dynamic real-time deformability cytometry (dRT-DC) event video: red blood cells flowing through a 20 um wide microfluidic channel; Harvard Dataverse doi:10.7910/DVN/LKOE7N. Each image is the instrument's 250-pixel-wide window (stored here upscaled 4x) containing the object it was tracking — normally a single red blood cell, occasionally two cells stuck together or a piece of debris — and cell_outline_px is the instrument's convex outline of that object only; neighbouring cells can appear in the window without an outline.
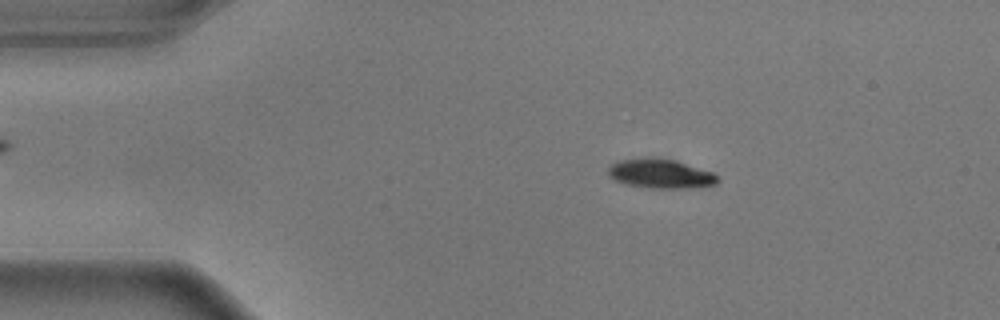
{"species": "common noctule bat (a hibernating species)", "species_latin": "Nyctalus noctula", "temperature_condition": "warm", "stored_images_in_passage": 56, "camera_frame_rate_fps": 3000, "um_per_image_px": 0.085, "animal": {"sex": "male", "body_mass_g": 17.9}, "frame": {"image": 1, "passage_image": 9, "time_ms": 2.667, "image_size_px": [1000, 320], "cell_outline_px": [[720, 180], [716, 184], [700, 188], [648, 188], [624, 184], [612, 180], [608, 176], [608, 168], [612, 164], [620, 160], [648, 156], [652, 156], [676, 160], [712, 172]], "centroid_in_image_um": [56.12, 14.76], "position_along_channel_um": 28.9, "area_um2": 19.19}}
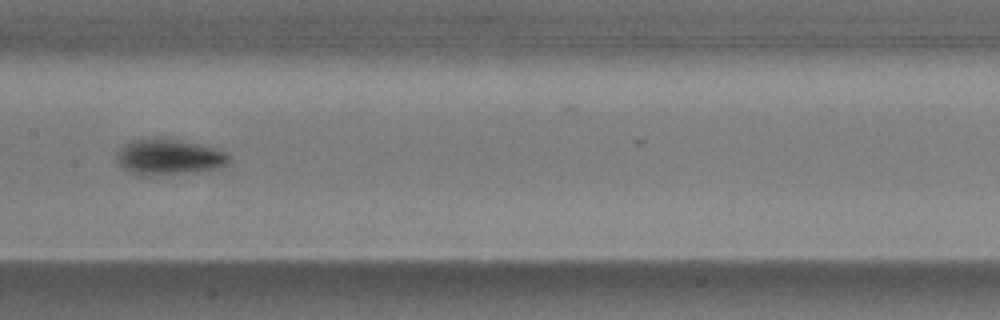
{"frame": {"image": 2, "passage_image": 27, "time_ms": 8.667, "image_size_px": [1000, 320], "cell_outline_px": [[232, 160], [224, 164], [212, 168], [196, 172], [152, 176], [148, 176], [132, 172], [124, 168], [120, 164], [116, 156], [116, 152], [124, 144], [132, 140], [172, 140], [196, 144], [212, 148], [224, 152], [232, 156]], "centroid_in_image_um": [14.33, 13.38], "position_along_channel_um": 193.1, "area_um2": 22.54}}
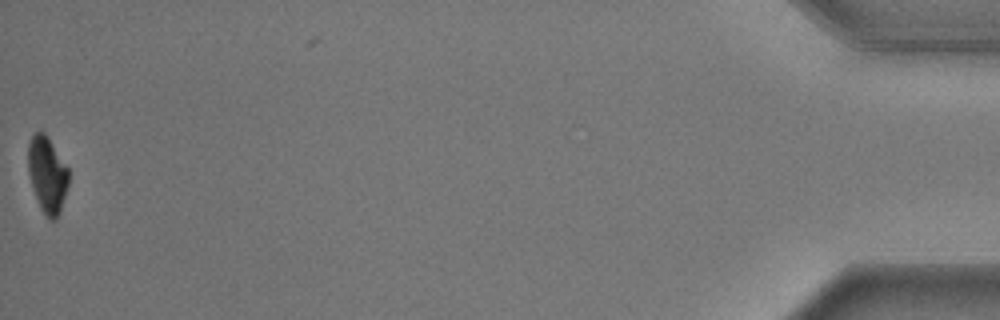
{"frame": {"image": 3, "passage_image": 55, "time_ms": 18.0, "image_size_px": [1000, 320], "cell_outline_px": [[68, 184], [60, 212], [56, 220], [48, 220], [40, 208], [28, 172], [28, 140], [36, 132], [44, 132], [48, 136], [68, 168]], "centroid_in_image_um": [4.01, 14.84], "position_along_channel_um": 431.2, "area_um2": 17.92}, "authors_computed_cell_mechanics": {"area_um2": 20.2011, "velocity_mm_per_s": 3.614, "shape_relaxation_time_tau1_ms": 2.6318, "shape_relaxation_time_tau2_ms": 3.0428, "deformation_change_tau1": 0.1632, "deformation_change_tau2": 0.0515}}